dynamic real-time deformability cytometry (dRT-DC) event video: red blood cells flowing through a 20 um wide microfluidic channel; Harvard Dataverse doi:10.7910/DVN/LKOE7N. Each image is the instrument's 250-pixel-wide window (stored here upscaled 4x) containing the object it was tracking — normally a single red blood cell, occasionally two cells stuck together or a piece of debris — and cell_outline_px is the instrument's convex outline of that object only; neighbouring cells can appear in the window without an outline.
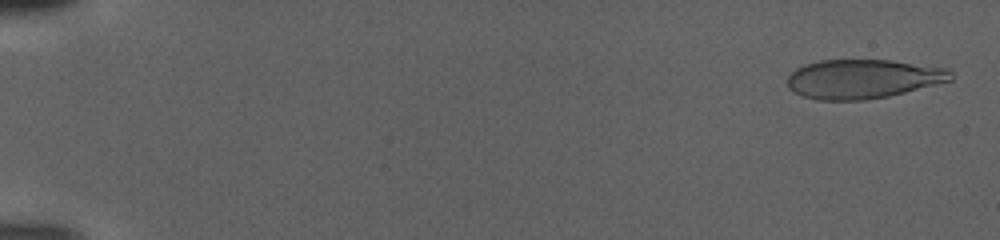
{"species": "human", "species_latin": "Homo sapiens", "temperature_condition": "warm", "stored_images_in_passage": 106, "camera_frame_rate_fps": 3000, "um_per_image_px": 0.085, "donor": {"sex": "female"}, "frame": {"image": 1, "passage_image": 3, "time_ms": 0.667, "image_size_px": [1000, 240], "cell_outline_px": [[952, 80], [888, 96], [864, 100], [816, 100], [800, 96], [792, 92], [788, 88], [788, 76], [796, 68], [804, 64], [820, 60], [888, 60], [948, 68], [952, 72]], "centroid_in_image_um": [73.3, 6.71], "position_along_channel_um": 11.7, "area_um2": 37.34}}
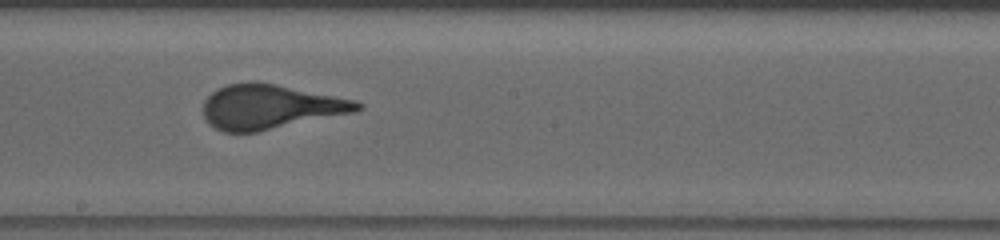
{"frame": {"image": 2, "passage_image": 62, "time_ms": 20.333, "image_size_px": [1000, 240], "cell_outline_px": [[364, 108], [356, 112], [256, 132], [224, 132], [208, 124], [204, 116], [204, 100], [212, 92], [228, 84], [252, 80], [256, 80], [356, 100], [364, 104]], "centroid_in_image_um": [22.99, 9.07], "position_along_channel_um": 225.2, "area_um2": 40.11}}
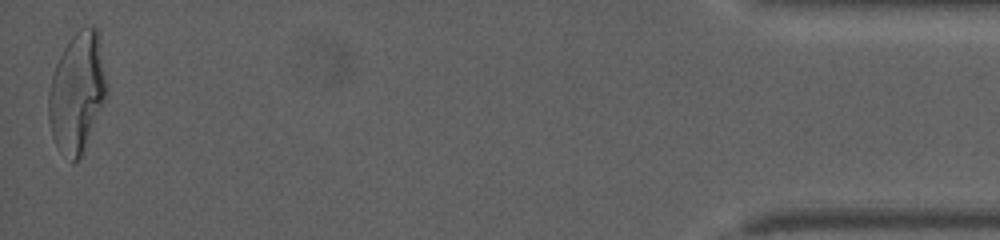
{"frame": {"image": 3, "passage_image": 105, "time_ms": 34.667, "image_size_px": [1000, 240], "cell_outline_px": [[108, 92], [80, 160], [72, 164], [56, 144], [52, 136], [48, 120], [48, 92], [52, 76], [56, 64], [68, 40], [84, 24], [96, 28], [100, 32], [108, 84]], "centroid_in_image_um": [6.58, 7.82], "position_along_channel_um": 428.6, "area_um2": 41.27}}